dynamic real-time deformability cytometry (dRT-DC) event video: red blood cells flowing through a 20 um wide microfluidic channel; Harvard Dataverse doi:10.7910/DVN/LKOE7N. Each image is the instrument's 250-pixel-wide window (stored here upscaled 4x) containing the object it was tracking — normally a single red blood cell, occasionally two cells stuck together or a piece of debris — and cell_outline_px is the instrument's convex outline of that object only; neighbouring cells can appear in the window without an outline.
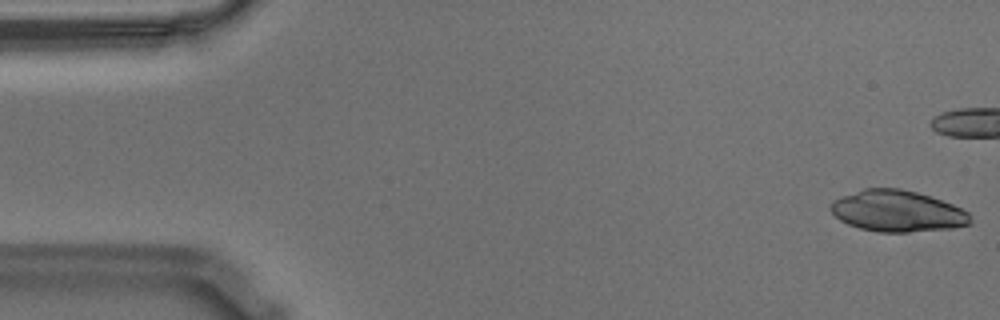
{"species": "Egyptian fruit bat (a non-hibernating species)", "species_latin": "Rousettus aegyptiacus", "temperature_condition": "warm", "stored_images_in_passage": 13, "camera_frame_rate_fps": 3000, "um_per_image_px": 0.085, "animal": {"sex": "male"}, "frame": {"image": 1, "passage_image": 1, "time_ms": 0.0, "image_size_px": [1000, 320], "cell_outline_px": [[972, 224], [952, 228], [908, 232], [876, 232], [860, 228], [848, 224], [840, 220], [828, 208], [832, 200], [864, 188], [900, 188], [916, 192], [952, 204], [968, 212], [972, 216]], "centroid_in_image_um": [76.27, 17.95], "position_along_channel_um": 8.7, "area_um2": 33.64}}